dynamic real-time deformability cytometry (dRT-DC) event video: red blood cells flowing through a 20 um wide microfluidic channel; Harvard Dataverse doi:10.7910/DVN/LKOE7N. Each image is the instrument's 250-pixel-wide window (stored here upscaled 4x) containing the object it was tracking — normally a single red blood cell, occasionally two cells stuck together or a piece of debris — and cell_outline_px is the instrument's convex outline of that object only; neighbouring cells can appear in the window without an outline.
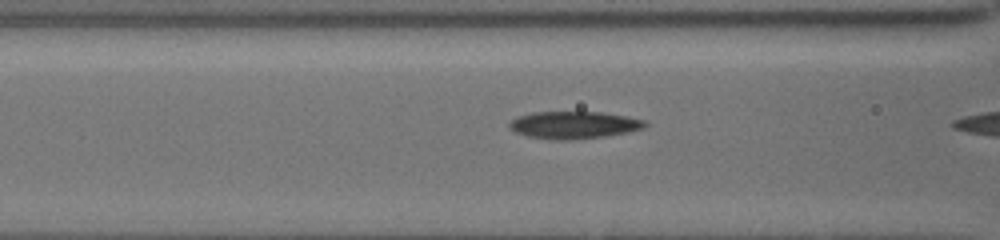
{"species": "common noctule bat (a hibernating species)", "species_latin": "Nyctalus noctula", "temperature_condition": "cold", "stored_images_in_passage": 6, "camera_frame_rate_fps": 3000, "um_per_image_px": 0.085, "animal": {"sex": "female", "body_mass_g": 19.5, "forearm_length_mm": 54.1}, "frame": {"image": 1, "passage_image": 5, "time_ms": 1.667, "image_size_px": [1000, 240], "cell_outline_px": [[648, 124], [644, 128], [628, 132], [604, 136], [568, 140], [552, 140], [528, 136], [516, 132], [508, 124], [516, 116], [532, 112], [600, 112], [628, 116], [644, 120]], "centroid_in_image_um": [48.79, 10.62], "position_along_channel_um": 117.8, "area_um2": 21.56}}